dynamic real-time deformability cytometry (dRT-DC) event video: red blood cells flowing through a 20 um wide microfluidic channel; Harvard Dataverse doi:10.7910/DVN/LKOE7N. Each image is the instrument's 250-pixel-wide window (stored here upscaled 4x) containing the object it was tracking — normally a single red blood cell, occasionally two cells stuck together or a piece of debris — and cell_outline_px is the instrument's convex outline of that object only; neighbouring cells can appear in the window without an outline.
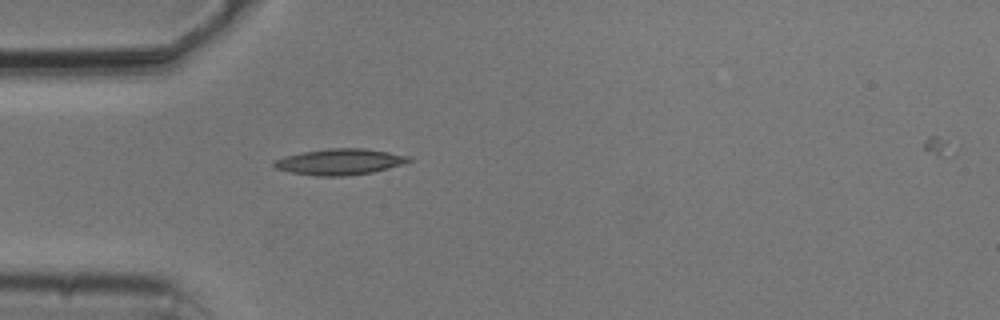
{"species": "common noctule bat (a hibernating species)", "species_latin": "Nyctalus noctula", "temperature_condition": "cold", "stored_images_in_passage": 39, "camera_frame_rate_fps": 3000, "um_per_image_px": 0.085, "animal": {"sex": "male", "body_mass_g": 20.5, "forearm_length_mm": 52.5}, "frame": {"image": 1, "passage_image": 1, "time_ms": 0.0, "image_size_px": [1000, 320], "cell_outline_px": [[412, 160], [388, 168], [372, 172], [344, 176], [316, 176], [292, 172], [276, 168], [272, 164], [272, 160], [284, 156], [304, 152], [328, 148], [364, 148], [388, 152], [408, 156]], "centroid_in_image_um": [28.83, 13.75], "position_along_channel_um": 56.2, "area_um2": 20.23}}
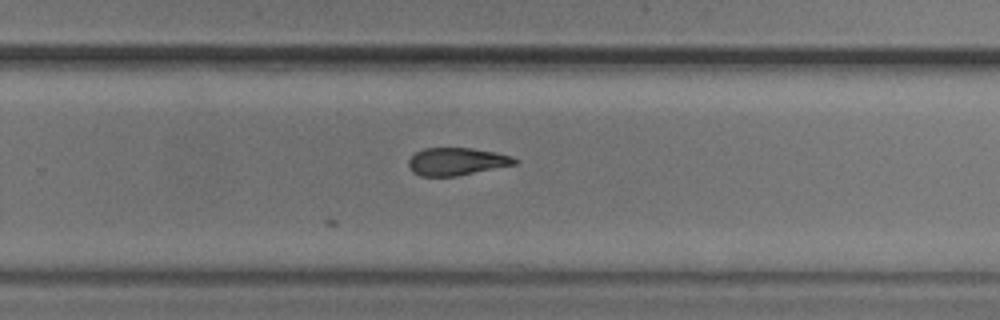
{"frame": {"image": 2, "passage_image": 20, "time_ms": 6.333, "image_size_px": [1000, 320], "cell_outline_px": [[520, 160], [516, 164], [456, 176], [420, 176], [412, 172], [408, 168], [408, 160], [416, 152], [424, 148], [472, 148], [496, 152], [512, 156]], "centroid_in_image_um": [38.81, 13.72], "position_along_channel_um": 291.0, "area_um2": 17.17}}
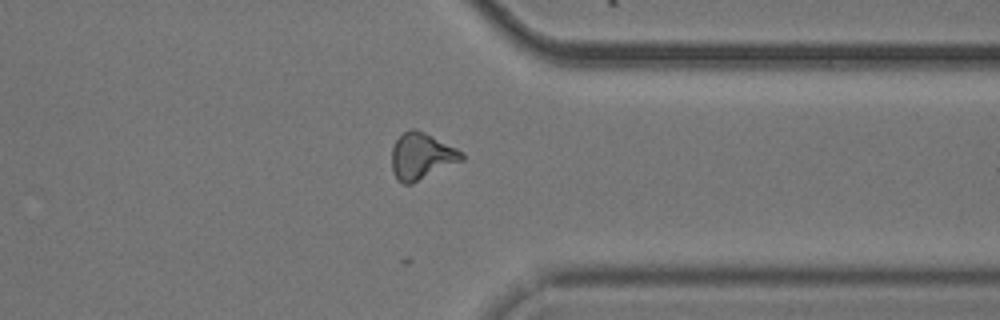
{"frame": {"image": 3, "passage_image": 27, "time_ms": 8.667, "image_size_px": [1000, 320], "cell_outline_px": [[464, 160], [412, 184], [404, 184], [396, 180], [392, 172], [392, 148], [396, 140], [404, 132], [412, 128], [416, 128], [464, 152]], "centroid_in_image_um": [35.83, 13.29], "position_along_channel_um": 375.6, "area_um2": 19.07}, "authors_computed_cell_mechanics": {"area_um2": 16.9932, "velocity_mm_per_s": 3.3915, "shape_relaxation_time_tau1_ms": 0.9195, "shape_relaxation_time_tau2_ms": null, "deformation_change_tau1": 0.3185, "deformation_change_tau2": null}}